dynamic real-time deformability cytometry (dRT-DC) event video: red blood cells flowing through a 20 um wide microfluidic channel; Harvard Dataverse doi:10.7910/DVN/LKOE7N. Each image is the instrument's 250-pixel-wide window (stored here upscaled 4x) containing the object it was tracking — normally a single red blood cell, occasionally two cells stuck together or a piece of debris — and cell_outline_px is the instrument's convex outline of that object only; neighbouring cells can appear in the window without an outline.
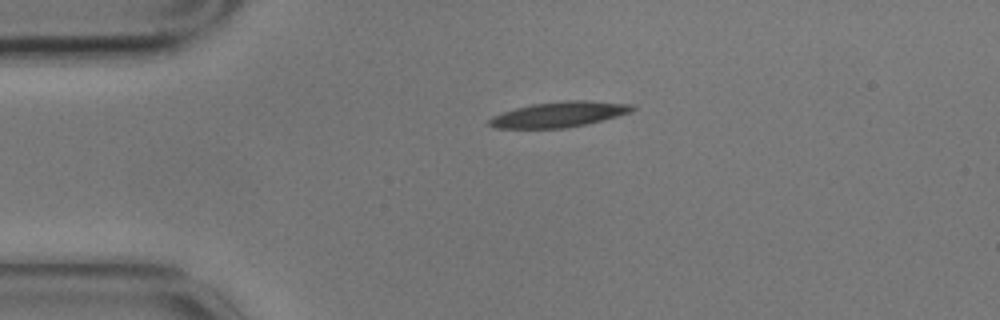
{"species": "common noctule bat (a hibernating species)", "species_latin": "Nyctalus noctula", "temperature_condition": "cold", "stored_images_in_passage": 2, "camera_frame_rate_fps": 3000, "um_per_image_px": 0.085, "animal": {"sex": "male", "body_mass_g": 17.9}, "frame": {"image": 1, "passage_image": 1, "time_ms": 0.0, "image_size_px": [1000, 320], "cell_outline_px": [[636, 108], [632, 112], [604, 120], [588, 124], [568, 128], [496, 128], [488, 124], [488, 120], [492, 116], [516, 108], [532, 104], [564, 100], [584, 100], [636, 104]], "centroid_in_image_um": [47.59, 9.72], "position_along_channel_um": 37.4, "area_um2": 21.39}}